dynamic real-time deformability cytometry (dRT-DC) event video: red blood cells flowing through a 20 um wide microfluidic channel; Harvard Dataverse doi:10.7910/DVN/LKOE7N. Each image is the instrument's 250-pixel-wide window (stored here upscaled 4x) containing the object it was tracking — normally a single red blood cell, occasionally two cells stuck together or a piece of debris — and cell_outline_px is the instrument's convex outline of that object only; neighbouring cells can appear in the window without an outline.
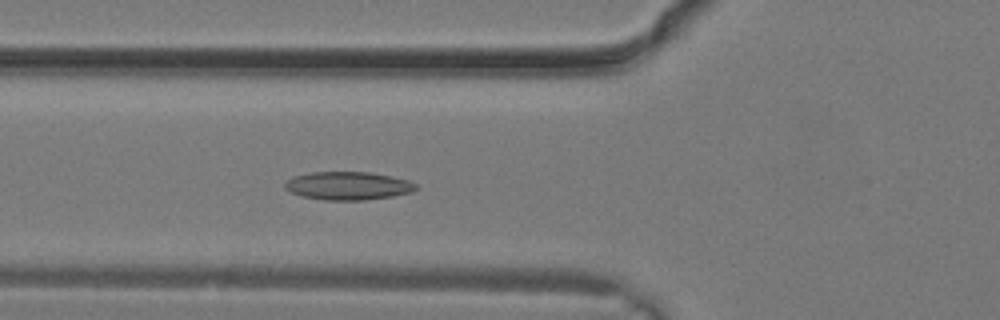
{"species": "common noctule bat (a hibernating species)", "species_latin": "Nyctalus noctula", "temperature_condition": "warm", "stored_images_in_passage": 5, "camera_frame_rate_fps": 3000, "um_per_image_px": 0.085, "animal": {"sex": "male", "body_mass_g": 19.2, "forearm_length_mm": 51.8}, "frame": {"image": 1, "passage_image": 5, "time_ms": 1.333, "image_size_px": [1000, 320], "cell_outline_px": [[420, 188], [412, 192], [392, 196], [364, 200], [324, 200], [300, 196], [284, 188], [284, 184], [288, 180], [296, 176], [312, 172], [368, 172], [392, 176], [408, 180], [416, 184]], "centroid_in_image_um": [29.62, 15.79], "position_along_channel_um": 96.2, "area_um2": 21.5}}